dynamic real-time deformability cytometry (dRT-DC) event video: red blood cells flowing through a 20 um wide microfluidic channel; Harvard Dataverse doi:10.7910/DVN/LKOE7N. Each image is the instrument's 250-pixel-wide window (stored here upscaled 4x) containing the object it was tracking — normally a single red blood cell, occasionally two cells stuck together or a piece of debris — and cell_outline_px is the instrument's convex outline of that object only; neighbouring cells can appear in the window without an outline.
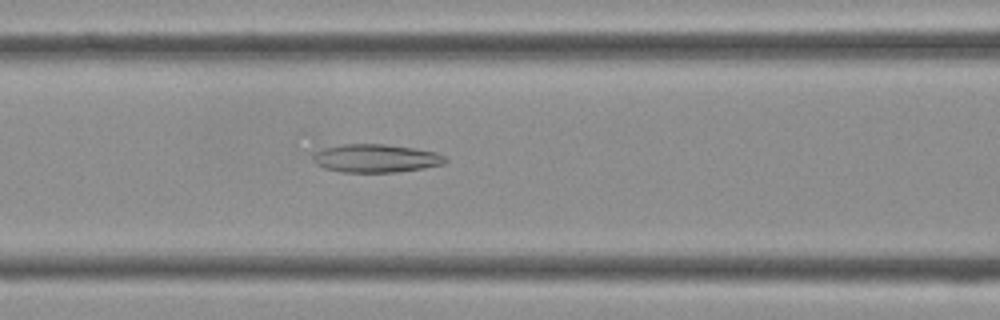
{"species": "Egyptian fruit bat (a non-hibernating species)", "species_latin": "Rousettus aegyptiacus", "temperature_condition": "cold", "stored_images_in_passage": 17, "camera_frame_rate_fps": 3000, "um_per_image_px": 0.085, "frame": {"image": 1, "passage_image": 9, "time_ms": 2.667, "image_size_px": [1000, 320], "cell_outline_px": [[448, 160], [444, 164], [424, 168], [396, 172], [340, 172], [324, 168], [316, 164], [312, 160], [312, 156], [316, 152], [324, 148], [340, 144], [384, 144], [416, 148], [436, 152], [444, 156]], "centroid_in_image_um": [31.95, 13.45], "position_along_channel_um": 134.7, "area_um2": 21.91}}
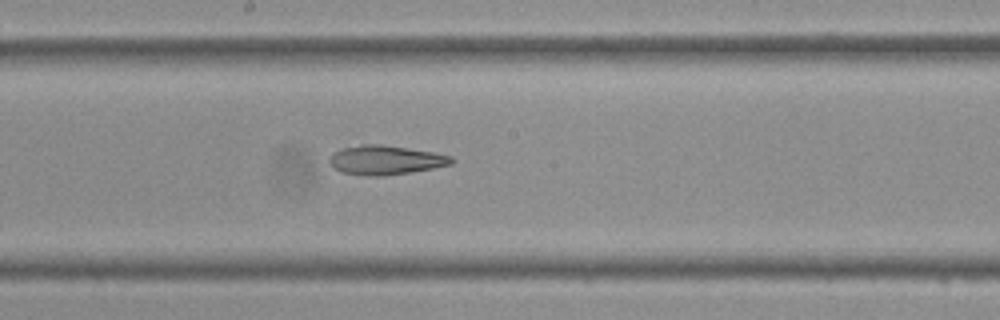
{"frame": {"image": 2, "passage_image": 14, "time_ms": 4.333, "image_size_px": [1000, 320], "cell_outline_px": [[456, 160], [452, 164], [432, 168], [384, 176], [368, 176], [340, 172], [332, 168], [328, 160], [332, 152], [340, 148], [360, 144], [380, 144], [436, 152], [452, 156]], "centroid_in_image_um": [32.73, 13.59], "position_along_channel_um": 215.5, "area_um2": 21.1}}
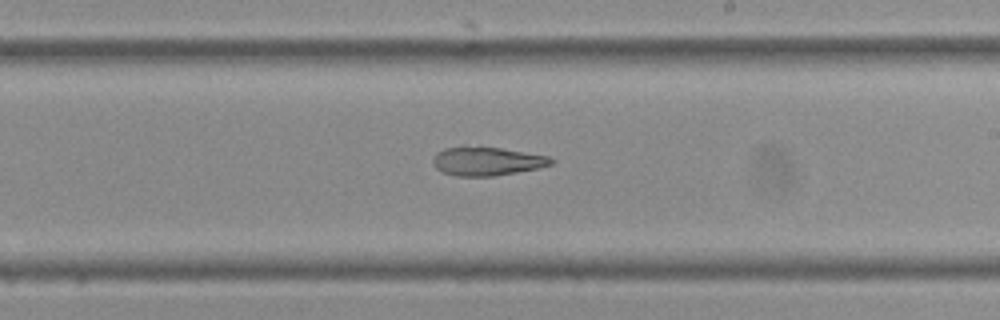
{"frame": {"image": 3, "passage_image": 16, "time_ms": 5.0, "image_size_px": [1000, 320], "cell_outline_px": [[556, 160], [552, 164], [536, 168], [516, 172], [492, 176], [456, 176], [440, 172], [432, 164], [432, 160], [436, 152], [444, 148], [464, 144], [500, 148], [548, 156]], "centroid_in_image_um": [41.3, 13.68], "position_along_channel_um": 247.7, "area_um2": 20.11}}